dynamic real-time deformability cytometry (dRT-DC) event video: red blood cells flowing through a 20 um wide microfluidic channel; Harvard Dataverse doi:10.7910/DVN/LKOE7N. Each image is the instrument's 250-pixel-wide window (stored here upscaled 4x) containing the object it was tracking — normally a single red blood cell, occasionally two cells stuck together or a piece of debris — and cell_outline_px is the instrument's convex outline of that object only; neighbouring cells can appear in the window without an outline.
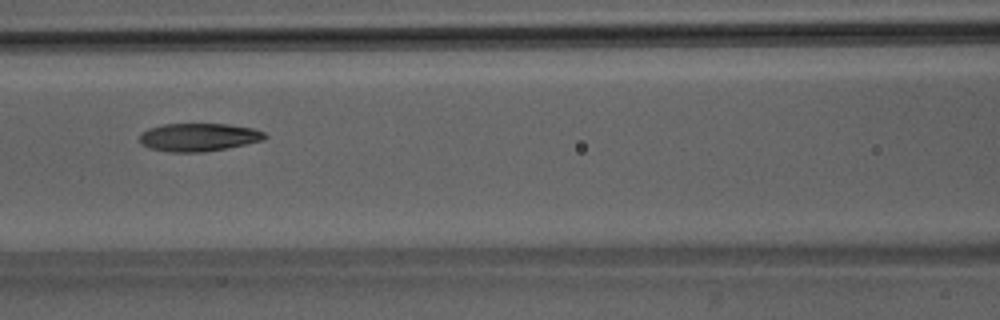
{"species": "Egyptian fruit bat (a non-hibernating species)", "species_latin": "Rousettus aegyptiacus", "temperature_condition": "room temperature", "stored_images_in_passage": 3, "camera_frame_rate_fps": 3000, "um_per_image_px": 0.085, "animal": {"sex": "male"}, "frame": {"image": 1, "passage_image": 3, "time_ms": 2.333, "image_size_px": [1000, 320], "cell_outline_px": [[268, 136], [264, 140], [228, 148], [204, 152], [168, 152], [148, 148], [140, 144], [140, 132], [148, 128], [164, 124], [228, 124], [252, 128], [264, 132]], "centroid_in_image_um": [16.86, 11.67], "position_along_channel_um": 149.7, "area_um2": 20.69}}